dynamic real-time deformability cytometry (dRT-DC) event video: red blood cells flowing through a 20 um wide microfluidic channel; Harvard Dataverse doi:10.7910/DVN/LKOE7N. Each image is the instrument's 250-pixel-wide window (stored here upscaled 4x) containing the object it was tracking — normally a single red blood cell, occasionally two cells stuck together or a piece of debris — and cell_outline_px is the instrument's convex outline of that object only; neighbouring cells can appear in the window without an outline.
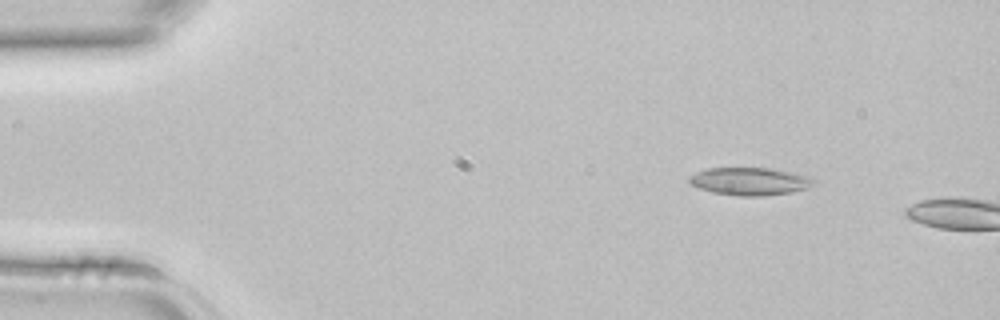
{"species": "common noctule bat (a hibernating species)", "species_latin": "Nyctalus noctula", "temperature_condition": "room temperature", "stored_images_in_passage": 2, "camera_frame_rate_fps": 3000, "um_per_image_px": 0.085, "animal": {"sex": "female", "body_mass_g": 22.7, "forearm_length_mm": 54.2}, "frame": {"image": 1, "passage_image": 1, "time_ms": 0.0, "image_size_px": [1000, 320], "cell_outline_px": [[816, 180], [808, 188], [792, 192], [764, 196], [740, 196], [712, 192], [700, 188], [692, 184], [688, 180], [688, 176], [696, 172], [708, 168], [768, 168], [808, 176]], "centroid_in_image_um": [63.72, 15.42], "position_along_channel_um": 21.3, "area_um2": 19.94}}